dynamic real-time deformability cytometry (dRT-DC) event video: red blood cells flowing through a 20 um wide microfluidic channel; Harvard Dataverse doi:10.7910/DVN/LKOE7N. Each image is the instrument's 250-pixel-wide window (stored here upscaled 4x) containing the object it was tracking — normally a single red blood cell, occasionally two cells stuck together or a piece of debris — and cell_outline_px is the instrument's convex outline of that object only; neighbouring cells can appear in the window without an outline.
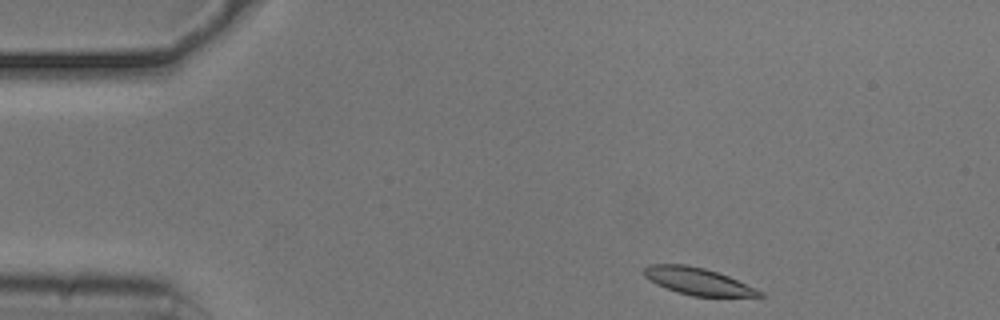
{"species": "common noctule bat (a hibernating species)", "species_latin": "Nyctalus noctula", "temperature_condition": "cold", "stored_images_in_passage": 47, "camera_frame_rate_fps": 3000, "um_per_image_px": 0.085, "animal": {"sex": "male", "body_mass_g": 20.5, "forearm_length_mm": 52.5}, "frame": {"image": 1, "passage_image": 1, "time_ms": 0.0, "image_size_px": [1000, 320], "cell_outline_px": [[768, 296], [692, 296], [676, 292], [656, 284], [644, 276], [644, 268], [652, 264], [684, 264], [704, 268], [728, 276], [756, 288], [764, 292]], "centroid_in_image_um": [59.33, 23.91], "position_along_channel_um": 25.7, "area_um2": 18.09}}
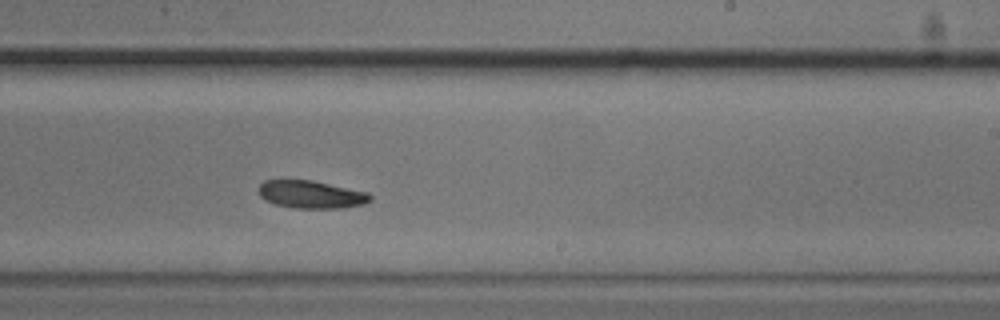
{"frame": {"image": 2, "passage_image": 26, "time_ms": 8.333, "image_size_px": [1000, 320], "cell_outline_px": [[372, 200], [364, 204], [344, 208], [292, 208], [276, 204], [260, 196], [260, 184], [264, 180], [312, 180], [368, 192], [372, 196]], "centroid_in_image_um": [26.5, 16.53], "position_along_channel_um": 262.5, "area_um2": 17.98}}
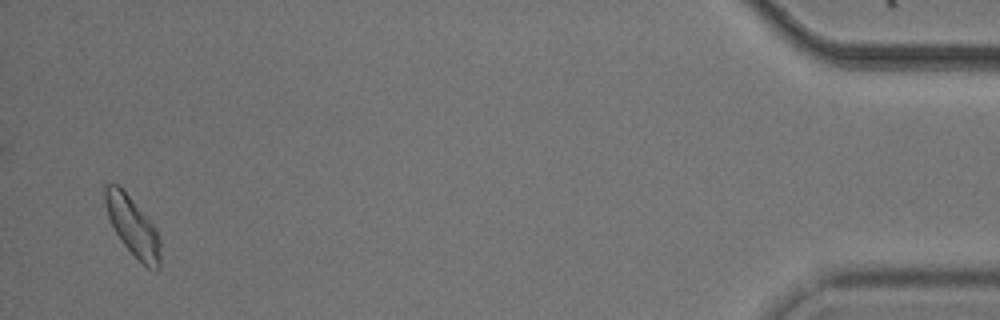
{"frame": {"image": 3, "passage_image": 46, "time_ms": 15.0, "image_size_px": [1000, 320], "cell_outline_px": [[160, 268], [156, 272], [152, 272], [120, 240], [112, 228], [108, 216], [104, 200], [104, 184], [116, 184], [132, 200], [156, 228], [160, 240]], "centroid_in_image_um": [11.28, 19.28], "position_along_channel_um": 423.9, "area_um2": 18.79}, "authors_computed_cell_mechanics": {"area_um2": 18.5538, "velocity_mm_per_s": 3.6724, "shape_relaxation_time_tau1_ms": 4.9983, "shape_relaxation_time_tau2_ms": null, "deformation_change_tau1": 0.1191, "deformation_change_tau2": null}}